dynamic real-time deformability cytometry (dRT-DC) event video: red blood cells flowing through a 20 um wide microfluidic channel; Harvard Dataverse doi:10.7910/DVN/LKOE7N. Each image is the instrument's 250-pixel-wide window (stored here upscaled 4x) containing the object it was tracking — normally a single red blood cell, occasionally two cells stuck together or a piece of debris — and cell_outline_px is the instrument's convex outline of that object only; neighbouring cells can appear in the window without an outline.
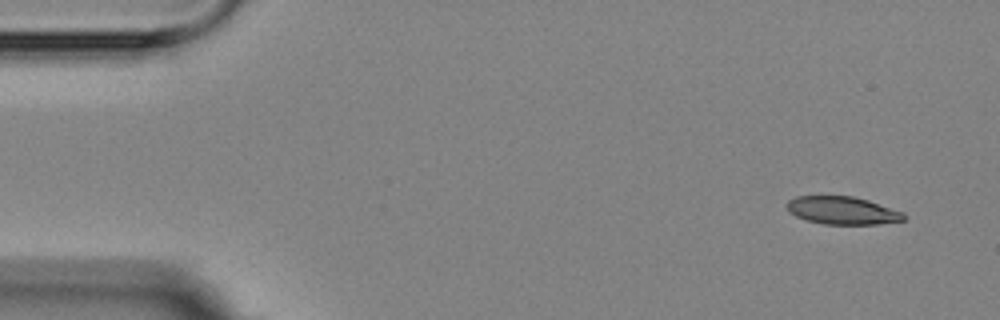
{"species": "Egyptian fruit bat (a non-hibernating species)", "species_latin": "Rousettus aegyptiacus", "temperature_condition": "room temperature", "stored_images_in_passage": 5, "camera_frame_rate_fps": 3000, "um_per_image_px": 0.085, "animal": {"sex": "female"}, "frame": {"image": 1, "passage_image": 1, "time_ms": 0.0, "image_size_px": [1000, 320], "cell_outline_px": [[908, 216], [904, 220], [880, 224], [824, 224], [808, 220], [796, 216], [788, 212], [788, 200], [796, 196], [852, 196], [868, 200], [904, 212]], "centroid_in_image_um": [71.64, 17.89], "position_along_channel_um": 13.4, "area_um2": 18.96}}
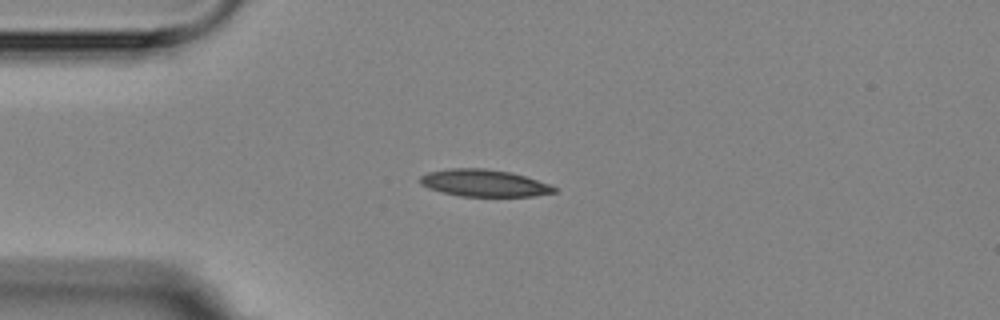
{"frame": {"image": 2, "passage_image": 4, "time_ms": 3.333, "image_size_px": [1000, 320], "cell_outline_px": [[556, 192], [532, 196], [460, 196], [428, 188], [420, 184], [420, 176], [428, 172], [452, 168], [484, 168], [512, 172], [548, 184], [556, 188]], "centroid_in_image_um": [41.12, 15.55], "position_along_channel_um": 43.9, "area_um2": 20.92}}